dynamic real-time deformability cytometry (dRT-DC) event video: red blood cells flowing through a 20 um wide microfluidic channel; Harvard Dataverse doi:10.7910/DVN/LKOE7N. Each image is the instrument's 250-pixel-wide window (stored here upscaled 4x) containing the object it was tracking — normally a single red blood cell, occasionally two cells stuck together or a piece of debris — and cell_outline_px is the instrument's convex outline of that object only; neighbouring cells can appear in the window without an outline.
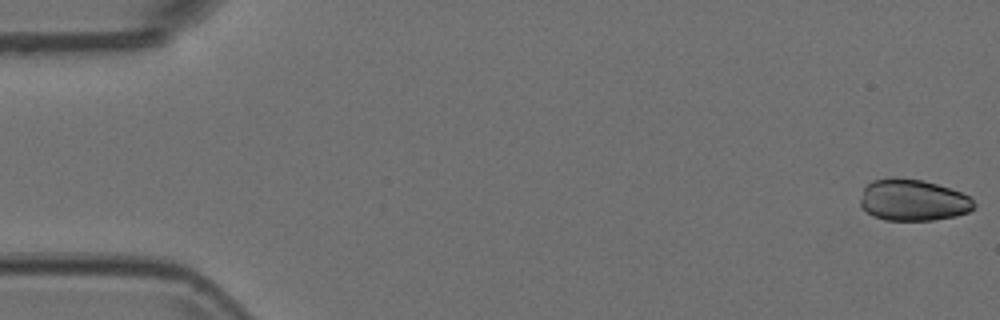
{"species": "Egyptian fruit bat (a non-hibernating species)", "species_latin": "Rousettus aegyptiacus", "temperature_condition": "room temperature", "stored_images_in_passage": 53, "camera_frame_rate_fps": 3000, "um_per_image_px": 0.085, "animal": {"sex": "female"}, "frame": {"image": 1, "passage_image": 1, "time_ms": 0.0, "image_size_px": [1000, 320], "cell_outline_px": [[976, 204], [968, 212], [956, 216], [932, 220], [884, 220], [872, 216], [860, 204], [860, 200], [864, 188], [872, 180], [892, 176], [924, 180], [960, 192], [968, 196]], "centroid_in_image_um": [77.58, 17.0], "position_along_channel_um": 7.4, "area_um2": 27.51}}
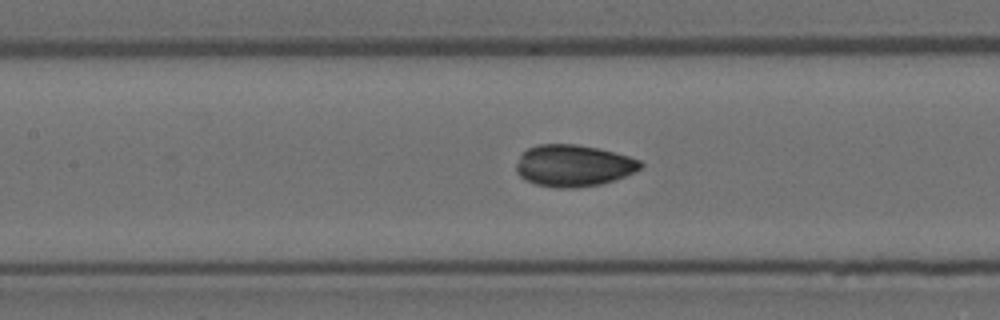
{"frame": {"image": 2, "passage_image": 24, "time_ms": 7.667, "image_size_px": [1000, 320], "cell_outline_px": [[644, 164], [636, 172], [600, 184], [576, 188], [556, 188], [536, 184], [524, 180], [516, 172], [516, 164], [520, 156], [528, 148], [540, 144], [576, 144], [596, 148], [628, 156], [640, 160]], "centroid_in_image_um": [48.72, 14.09], "position_along_channel_um": 158.7, "area_um2": 30.11}}
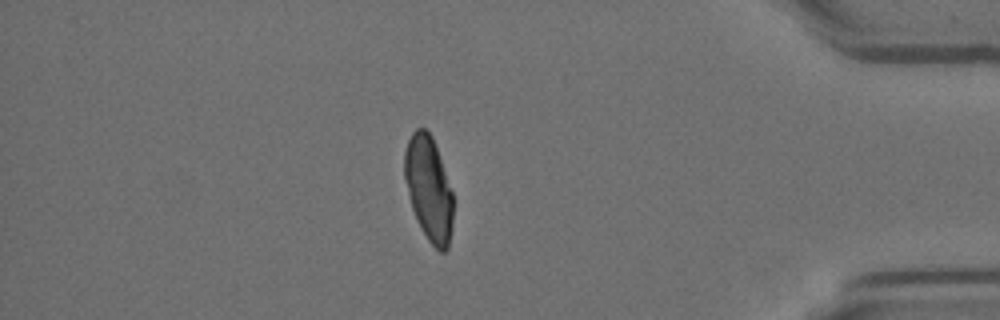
{"frame": {"image": 3, "passage_image": 46, "time_ms": 15.0, "image_size_px": [1000, 320], "cell_outline_px": [[452, 228], [448, 248], [444, 252], [440, 252], [428, 240], [416, 220], [412, 208], [404, 176], [404, 152], [408, 140], [412, 132], [416, 128], [424, 128], [432, 136], [452, 192]], "centroid_in_image_um": [36.43, 16.04], "position_along_channel_um": 398.8, "area_um2": 29.3}}